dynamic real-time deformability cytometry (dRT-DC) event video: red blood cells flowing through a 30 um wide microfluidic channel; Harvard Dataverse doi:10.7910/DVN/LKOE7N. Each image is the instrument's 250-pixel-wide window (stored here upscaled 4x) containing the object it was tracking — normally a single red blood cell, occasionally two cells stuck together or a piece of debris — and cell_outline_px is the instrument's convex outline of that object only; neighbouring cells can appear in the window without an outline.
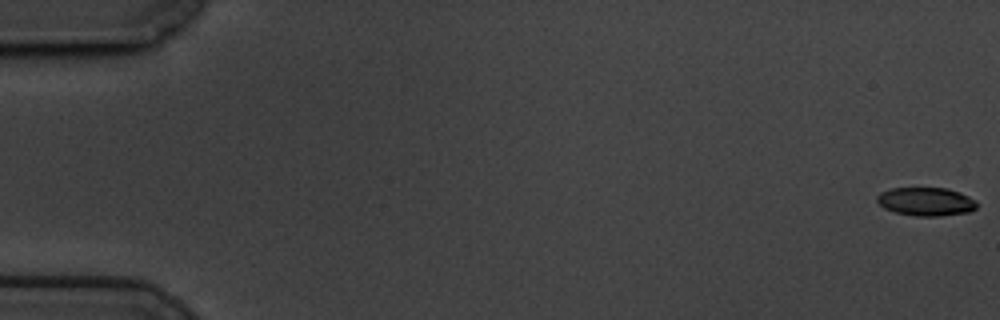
{"species": "common noctule bat (a hibernating species)", "species_latin": "Nyctalus noctula", "temperature_condition": "cold", "stored_images_in_passage": 59, "camera_frame_rate_fps": 3000, "um_per_image_px": 0.085, "animal": {"sex": "male", "body_mass_g": 19.5, "forearm_length_mm": 54.6}, "frame": {"image": 1, "passage_image": 1, "time_ms": 0.0, "image_size_px": [1000, 320], "cell_outline_px": [[976, 208], [968, 212], [940, 216], [916, 216], [896, 212], [884, 208], [876, 200], [876, 196], [880, 192], [892, 188], [948, 188], [960, 192], [976, 200]], "centroid_in_image_um": [78.71, 17.13], "position_along_channel_um": 6.3, "area_um2": 16.53}}
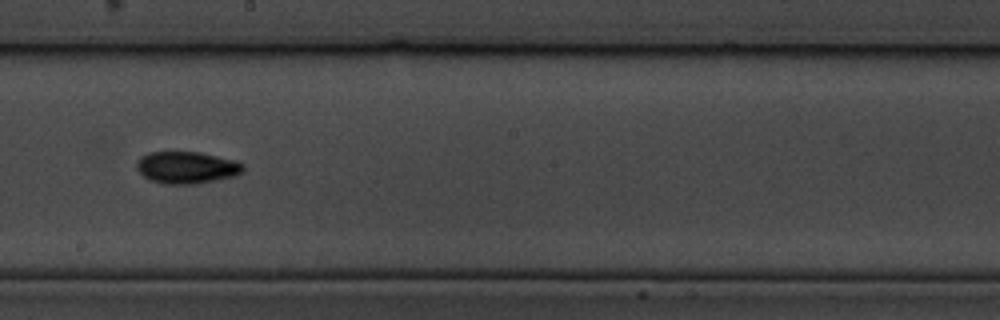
{"frame": {"image": 2, "passage_image": 34, "time_ms": 11.0, "image_size_px": [1000, 320], "cell_outline_px": [[244, 172], [232, 176], [196, 184], [164, 184], [148, 180], [136, 168], [136, 160], [140, 156], [148, 152], [200, 152], [232, 160], [244, 164]], "centroid_in_image_um": [15.81, 14.24], "position_along_channel_um": 232.4, "area_um2": 19.88}}
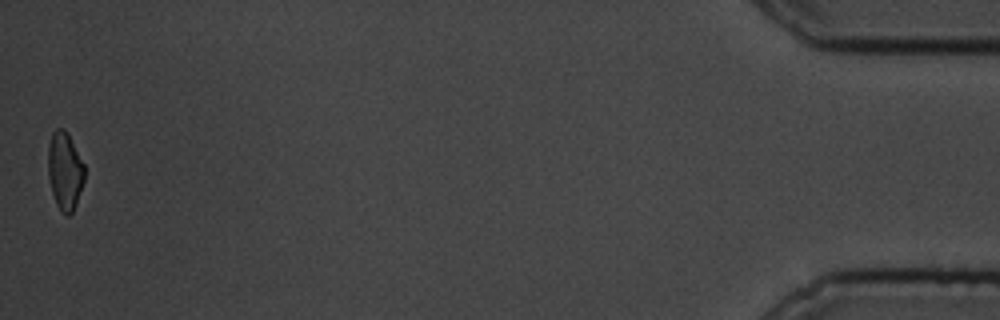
{"frame": {"image": 3, "passage_image": 59, "time_ms": 19.333, "image_size_px": [1000, 320], "cell_outline_px": [[84, 180], [76, 204], [72, 212], [68, 216], [60, 212], [56, 204], [52, 192], [48, 176], [48, 144], [52, 132], [56, 128], [64, 128], [68, 132], [84, 164]], "centroid_in_image_um": [5.5, 14.5], "position_along_channel_um": 429.7, "area_um2": 16.7}, "authors_computed_cell_mechanics": {"area_um2": 17.8024, "velocity_mm_per_s": 3.4481, "shape_relaxation_time_tau1_ms": 3.2459, "shape_relaxation_time_tau2_ms": 7.7675, "deformation_change_tau1": 0.1174, "deformation_change_tau2": 0.1374}}